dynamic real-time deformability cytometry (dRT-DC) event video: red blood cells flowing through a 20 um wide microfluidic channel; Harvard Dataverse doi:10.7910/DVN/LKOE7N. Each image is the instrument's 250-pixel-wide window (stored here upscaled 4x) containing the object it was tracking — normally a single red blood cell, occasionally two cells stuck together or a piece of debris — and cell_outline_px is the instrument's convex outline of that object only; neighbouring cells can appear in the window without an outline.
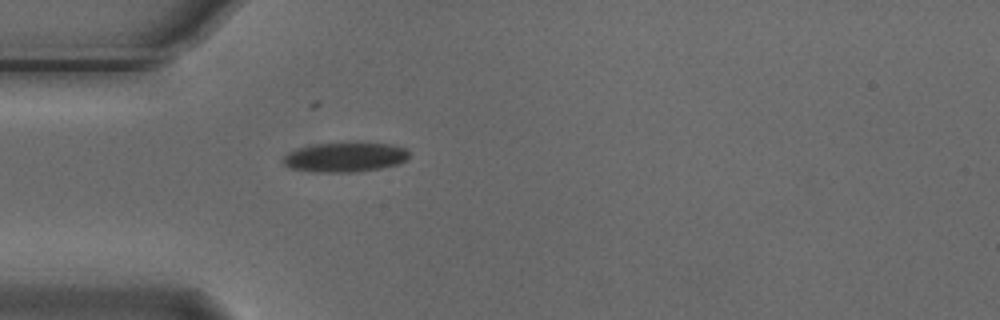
{"species": "Egyptian fruit bat (a non-hibernating species)", "species_latin": "Rousettus aegyptiacus", "temperature_condition": "cold", "stored_images_in_passage": 1, "camera_frame_rate_fps": 3000, "um_per_image_px": 0.085, "animal": {"sex": "male"}, "frame": {"image": 1, "passage_image": 1, "time_ms": 0.0, "image_size_px": [1000, 320], "cell_outline_px": [[408, 156], [400, 164], [380, 168], [356, 172], [316, 172], [292, 168], [284, 164], [284, 156], [296, 148], [316, 144], [352, 140], [392, 144], [404, 148], [408, 152]], "centroid_in_image_um": [29.36, 13.32], "position_along_channel_um": 55.6, "area_um2": 22.25}}